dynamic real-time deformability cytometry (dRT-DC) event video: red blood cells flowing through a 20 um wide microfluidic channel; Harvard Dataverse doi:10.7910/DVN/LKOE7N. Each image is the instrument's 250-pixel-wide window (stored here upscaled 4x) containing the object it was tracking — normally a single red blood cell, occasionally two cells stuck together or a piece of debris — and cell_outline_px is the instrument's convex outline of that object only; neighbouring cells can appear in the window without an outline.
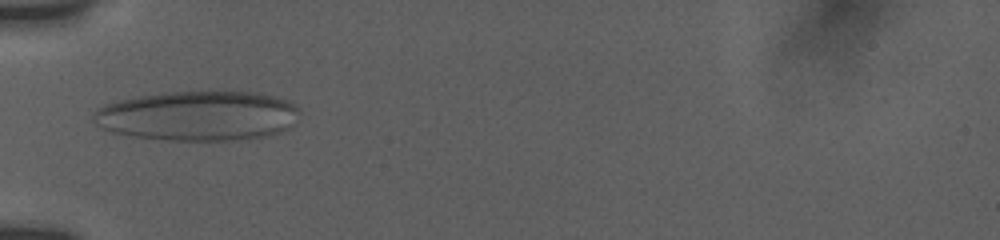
{"species": "human", "species_latin": "Homo sapiens", "temperature_condition": "room temperature", "stored_images_in_passage": 32, "camera_frame_rate_fps": 3000, "um_per_image_px": 0.085, "donor": {"sex": "female"}, "frame": {"image": 1, "passage_image": 1, "time_ms": 0.0, "image_size_px": [1000, 240], "cell_outline_px": [[300, 112], [288, 128], [276, 132], [260, 136], [232, 140], [164, 140], [136, 136], [112, 132], [96, 124], [92, 120], [92, 112], [96, 108], [104, 104], [120, 100], [140, 96], [164, 92], [260, 92], [288, 100]], "centroid_in_image_um": [16.77, 9.83], "position_along_channel_um": 68.2, "area_um2": 59.36}}
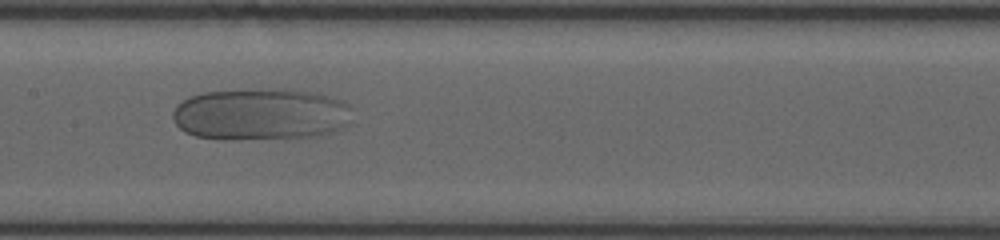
{"frame": {"image": 2, "passage_image": 9, "time_ms": 3.333, "image_size_px": [1000, 240], "cell_outline_px": [[348, 108], [344, 124], [332, 132], [308, 136], [236, 140], [196, 136], [184, 132], [176, 124], [172, 116], [172, 112], [176, 104], [188, 96], [204, 92], [260, 88], [288, 88], [316, 92], [328, 96], [348, 104]], "centroid_in_image_um": [22.04, 9.68], "position_along_channel_um": 185.4, "area_um2": 54.16}}
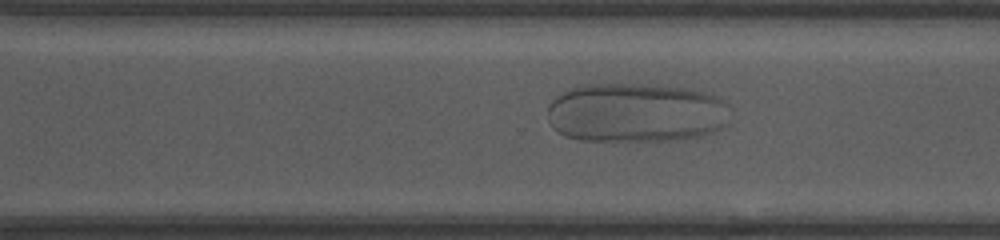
{"frame": {"image": 3, "passage_image": 18, "time_ms": 7.0, "image_size_px": [1000, 240], "cell_outline_px": [[720, 128], [700, 136], [676, 140], [580, 140], [564, 136], [552, 128], [548, 120], [548, 104], [556, 96], [572, 88], [584, 84], [640, 84], [684, 88], [704, 92], [720, 100]], "centroid_in_image_um": [53.84, 9.58], "position_along_channel_um": 316.8, "area_um2": 61.79}}